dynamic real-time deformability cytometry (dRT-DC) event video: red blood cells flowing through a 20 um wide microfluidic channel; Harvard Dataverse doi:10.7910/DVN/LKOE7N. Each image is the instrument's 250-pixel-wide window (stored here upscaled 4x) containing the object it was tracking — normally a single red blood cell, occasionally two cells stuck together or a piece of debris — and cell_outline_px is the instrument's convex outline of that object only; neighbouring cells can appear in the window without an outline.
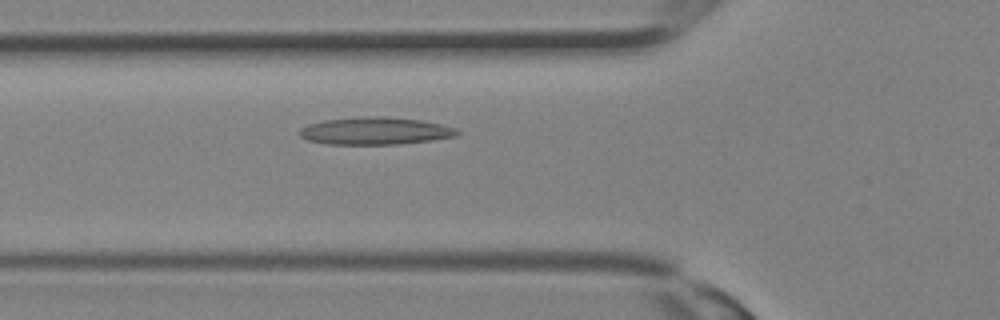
{"species": "Egyptian fruit bat (a non-hibernating species)", "species_latin": "Rousettus aegyptiacus", "temperature_condition": "room temperature", "stored_images_in_passage": 18, "camera_frame_rate_fps": 3000, "um_per_image_px": 0.085, "animal": {"sex": "female"}, "frame": {"image": 1, "passage_image": 10, "time_ms": 3.0, "image_size_px": [1000, 320], "cell_outline_px": [[460, 132], [456, 136], [432, 140], [400, 144], [328, 144], [308, 140], [300, 136], [300, 128], [308, 124], [324, 120], [364, 116], [384, 116], [420, 120], [440, 124], [456, 128]], "centroid_in_image_um": [31.89, 11.12], "position_along_channel_um": 93.9, "area_um2": 25.14}}
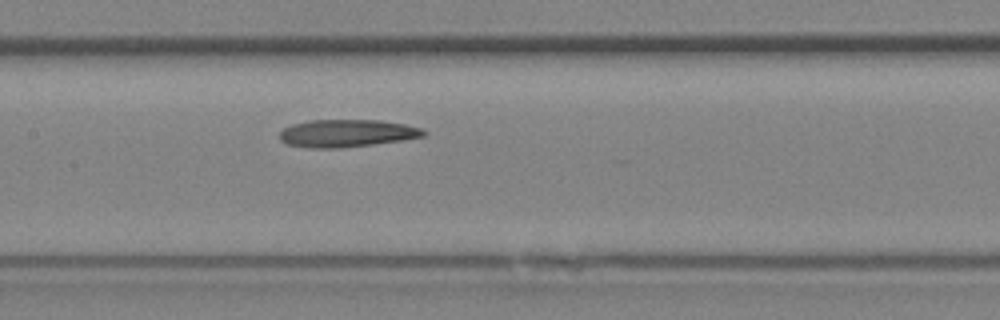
{"frame": {"image": 2, "passage_image": 14, "time_ms": 4.333, "image_size_px": [1000, 320], "cell_outline_px": [[428, 132], [424, 136], [404, 140], [340, 148], [312, 148], [288, 144], [280, 140], [280, 132], [284, 128], [292, 124], [312, 120], [380, 120], [404, 124], [424, 128]], "centroid_in_image_um": [29.52, 11.32], "position_along_channel_um": 177.9, "area_um2": 23.12}}
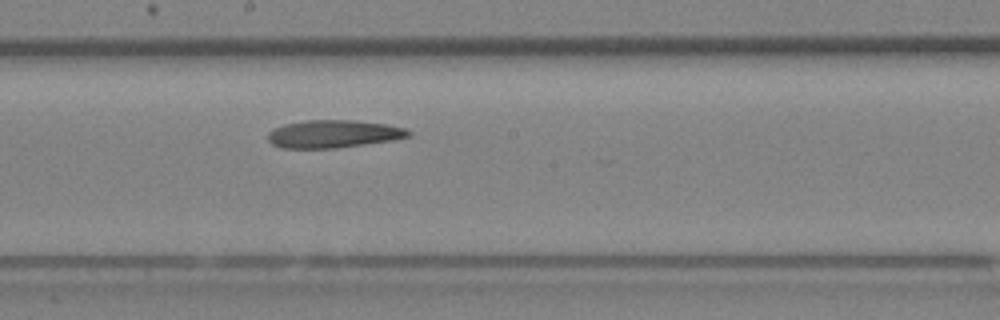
{"frame": {"image": 3, "passage_image": 16, "time_ms": 5.0, "image_size_px": [1000, 320], "cell_outline_px": [[412, 136], [392, 140], [336, 148], [280, 148], [272, 144], [268, 140], [268, 132], [272, 128], [284, 124], [304, 120], [352, 120], [384, 124], [404, 128], [412, 132]], "centroid_in_image_um": [28.3, 11.38], "position_along_channel_um": 219.9, "area_um2": 22.77}}